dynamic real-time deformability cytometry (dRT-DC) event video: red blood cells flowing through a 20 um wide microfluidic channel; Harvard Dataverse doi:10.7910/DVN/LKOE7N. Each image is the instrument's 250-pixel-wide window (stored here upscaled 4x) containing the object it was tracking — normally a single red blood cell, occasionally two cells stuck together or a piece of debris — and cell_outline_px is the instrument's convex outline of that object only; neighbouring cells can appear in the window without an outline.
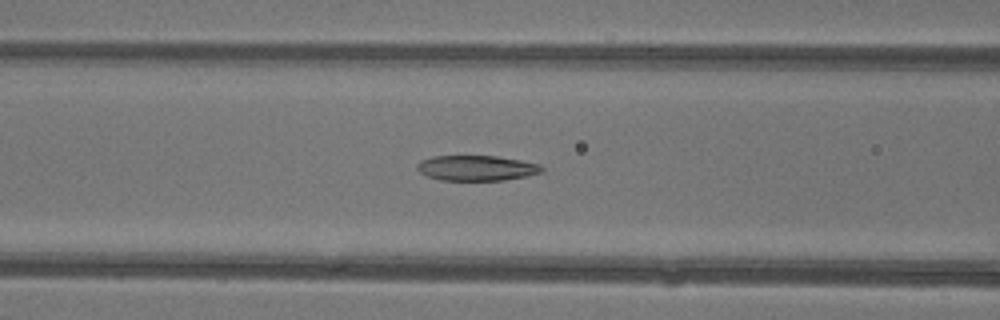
{"species": "common noctule bat (a hibernating species)", "species_latin": "Nyctalus noctula", "temperature_condition": "warm", "stored_images_in_passage": 37, "camera_frame_rate_fps": 3000, "um_per_image_px": 0.085, "animal": {"sex": "female"}, "frame": {"image": 1, "passage_image": 10, "time_ms": 3.0, "image_size_px": [1000, 320], "cell_outline_px": [[544, 172], [504, 180], [440, 180], [428, 176], [420, 172], [416, 168], [416, 164], [420, 160], [432, 156], [496, 156], [520, 160], [540, 164], [544, 168]], "centroid_in_image_um": [40.5, 14.28], "position_along_channel_um": 126.1, "area_um2": 18.38}}
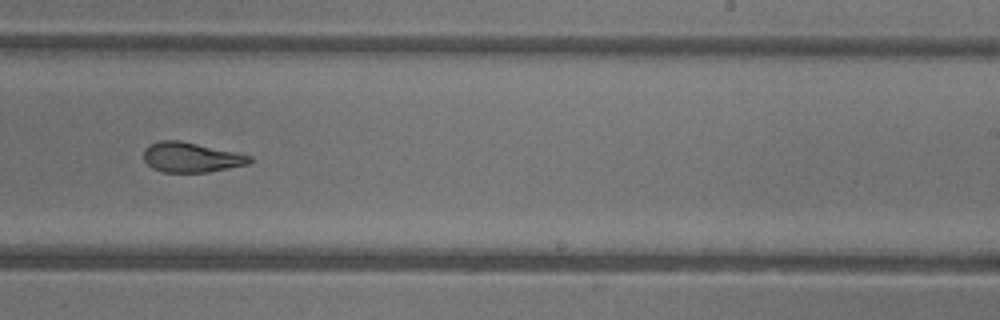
{"frame": {"image": 2, "passage_image": 20, "time_ms": 6.333, "image_size_px": [1000, 320], "cell_outline_px": [[252, 160], [248, 164], [208, 172], [164, 172], [152, 168], [144, 160], [144, 148], [148, 144], [160, 140], [180, 140], [252, 156]], "centroid_in_image_um": [16.21, 13.36], "position_along_channel_um": 272.8, "area_um2": 18.38}}
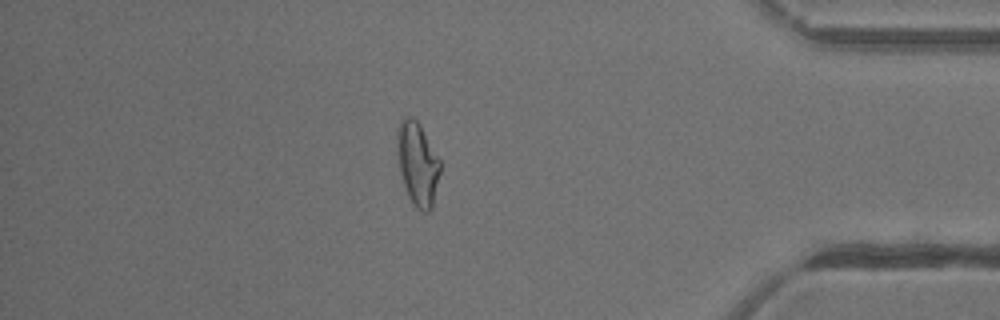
{"frame": {"image": 3, "passage_image": 31, "time_ms": 10.0, "image_size_px": [1000, 320], "cell_outline_px": [[440, 172], [432, 208], [428, 212], [424, 212], [416, 208], [412, 204], [408, 196], [400, 172], [396, 136], [396, 132], [400, 120], [404, 116], [412, 116], [420, 124], [440, 160]], "centroid_in_image_um": [35.49, 13.9], "position_along_channel_um": 399.7, "area_um2": 20.92}, "authors_computed_cell_mechanics": {"area_um2": 19.941, "velocity_mm_per_s": 4.409, "shape_relaxation_time_tau1_ms": null, "shape_relaxation_time_tau2_ms": 2.2086, "deformation_change_tau1": null, "deformation_change_tau2": 0.1008}}